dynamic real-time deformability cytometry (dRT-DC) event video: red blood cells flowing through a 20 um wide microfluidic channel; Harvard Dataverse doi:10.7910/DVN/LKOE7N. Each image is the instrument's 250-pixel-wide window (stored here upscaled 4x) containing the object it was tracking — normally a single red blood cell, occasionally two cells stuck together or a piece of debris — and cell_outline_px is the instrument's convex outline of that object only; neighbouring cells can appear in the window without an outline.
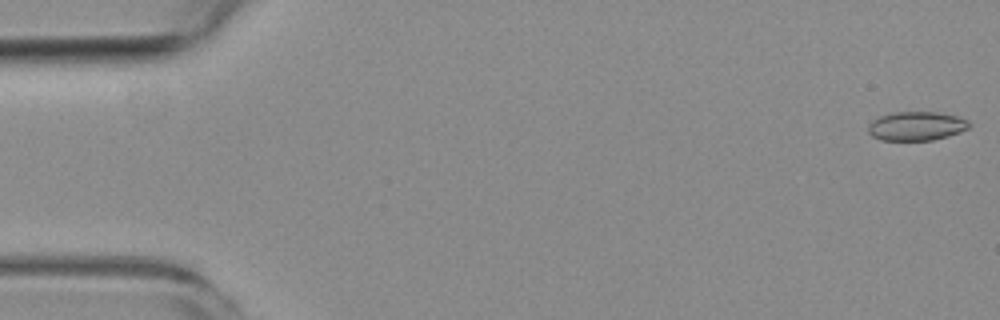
{"species": "common noctule bat (a hibernating species)", "species_latin": "Nyctalus noctula", "temperature_condition": "room temperature", "stored_images_in_passage": 3, "camera_frame_rate_fps": 3000, "um_per_image_px": 0.085, "animal": {"sex": "female", "body_mass_g": 19.3, "forearm_length_mm": 54.1}, "frame": {"image": 1, "passage_image": 1, "time_ms": 0.0, "image_size_px": [1000, 320], "cell_outline_px": [[972, 124], [968, 128], [960, 132], [948, 136], [932, 140], [880, 140], [872, 136], [868, 132], [868, 124], [872, 120], [880, 116], [896, 112], [936, 112], [956, 116], [968, 120]], "centroid_in_image_um": [77.89, 10.72], "position_along_channel_um": 7.1, "area_um2": 17.05}}
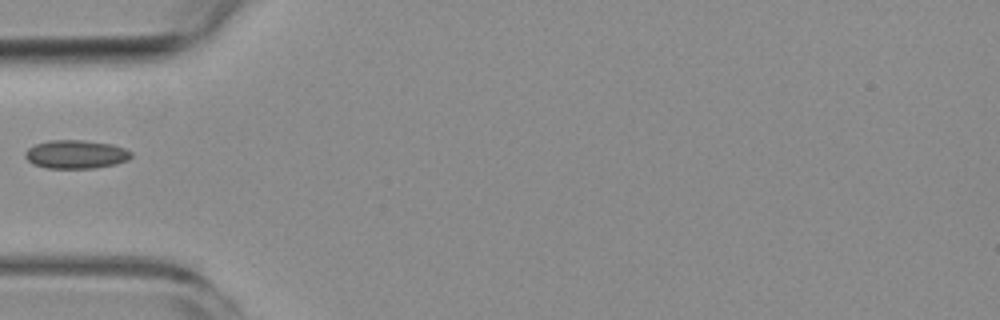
{"frame": {"image": 2, "passage_image": 3, "time_ms": 5.667, "image_size_px": [1000, 320], "cell_outline_px": [[132, 156], [128, 160], [116, 164], [92, 168], [48, 168], [32, 164], [24, 156], [24, 152], [28, 148], [36, 144], [48, 140], [84, 140], [112, 144], [124, 148], [132, 152]], "centroid_in_image_um": [6.45, 13.11], "position_along_channel_um": 78.6, "area_um2": 17.69}}